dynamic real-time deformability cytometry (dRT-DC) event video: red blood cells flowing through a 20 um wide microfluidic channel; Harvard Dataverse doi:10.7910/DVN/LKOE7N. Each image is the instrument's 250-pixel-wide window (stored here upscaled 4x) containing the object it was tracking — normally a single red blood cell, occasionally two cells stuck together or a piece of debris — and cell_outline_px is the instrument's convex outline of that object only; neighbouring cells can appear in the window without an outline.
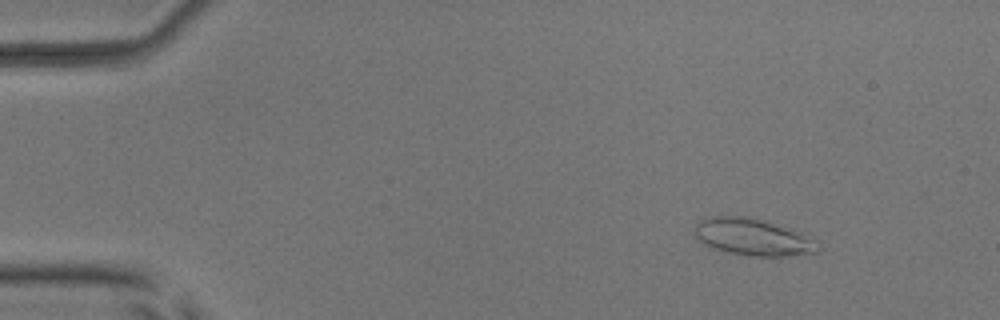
{"species": "common noctule bat (a hibernating species)", "species_latin": "Nyctalus noctula", "temperature_condition": "room temperature", "stored_images_in_passage": 37, "camera_frame_rate_fps": 3000, "um_per_image_px": 0.085, "animal": {"sex": "male", "body_mass_g": 17.9, "forearm_length_mm": 54.2}, "frame": {"image": 1, "passage_image": 3, "time_ms": 0.667, "image_size_px": [1000, 320], "cell_outline_px": [[820, 252], [788, 256], [748, 256], [716, 248], [704, 244], [696, 236], [696, 224], [700, 220], [712, 216], [748, 216], [764, 220], [812, 240], [820, 248]], "centroid_in_image_um": [63.94, 20.16], "position_along_channel_um": 21.1, "area_um2": 25.61}}
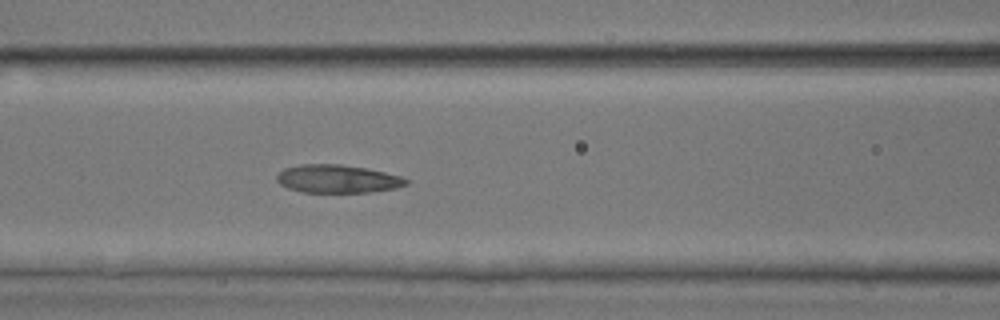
{"frame": {"image": 2, "passage_image": 20, "time_ms": 6.333, "image_size_px": [1000, 320], "cell_outline_px": [[408, 184], [396, 188], [368, 192], [304, 192], [288, 188], [280, 184], [276, 180], [276, 176], [284, 168], [300, 164], [340, 164], [368, 168], [400, 176], [408, 180]], "centroid_in_image_um": [28.68, 15.19], "position_along_channel_um": 137.9, "area_um2": 21.15}}
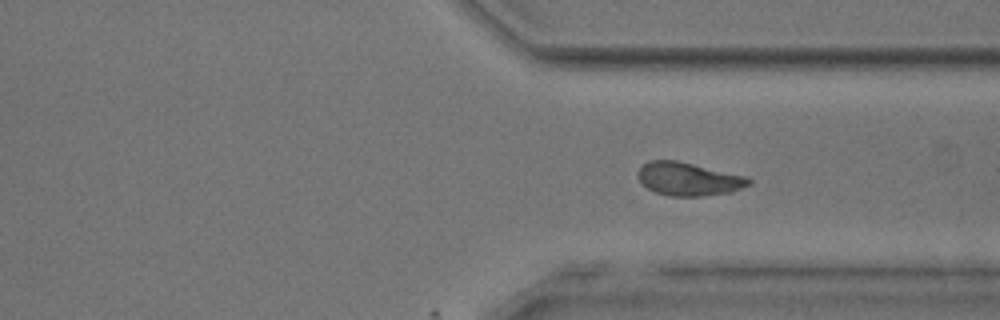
{"frame": {"image": 3, "passage_image": 37, "time_ms": 12.0, "image_size_px": [1000, 320], "cell_outline_px": [[752, 184], [732, 192], [704, 196], [668, 196], [656, 192], [640, 184], [636, 176], [636, 172], [648, 160], [676, 160], [748, 176], [752, 180]], "centroid_in_image_um": [58.53, 15.22], "position_along_channel_um": 352.9, "area_um2": 21.85}}